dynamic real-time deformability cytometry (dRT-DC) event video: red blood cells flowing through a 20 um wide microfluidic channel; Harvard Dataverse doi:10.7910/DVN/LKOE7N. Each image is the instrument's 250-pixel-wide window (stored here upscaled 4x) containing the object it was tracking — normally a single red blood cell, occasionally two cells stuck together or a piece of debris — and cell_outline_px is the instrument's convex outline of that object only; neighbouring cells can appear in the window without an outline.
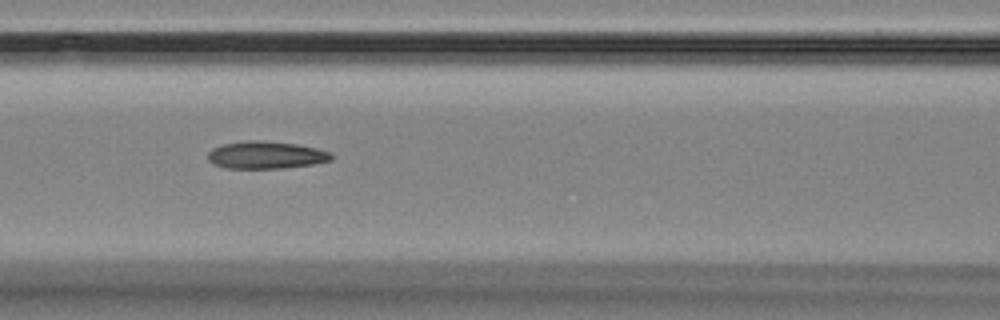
{"species": "Egyptian fruit bat (a non-hibernating species)", "species_latin": "Rousettus aegyptiacus", "temperature_condition": "room temperature", "stored_images_in_passage": 8, "camera_frame_rate_fps": 3000, "um_per_image_px": 0.085, "animal": {"sex": "female"}, "frame": {"image": 1, "passage_image": 5, "time_ms": 5.333, "image_size_px": [1000, 320], "cell_outline_px": [[332, 160], [312, 164], [280, 168], [224, 168], [212, 164], [208, 160], [208, 152], [212, 148], [224, 144], [244, 140], [264, 140], [296, 144], [316, 148], [328, 152], [332, 156]], "centroid_in_image_um": [22.55, 13.17], "position_along_channel_um": 144.1, "area_um2": 19.71}}
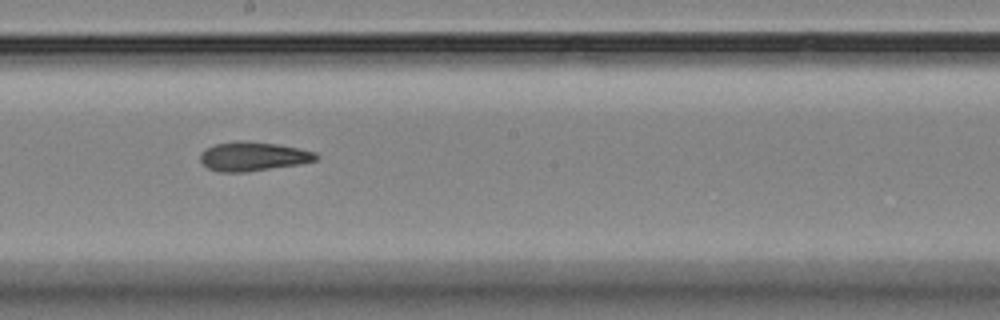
{"frame": {"image": 2, "passage_image": 7, "time_ms": 7.667, "image_size_px": [1000, 320], "cell_outline_px": [[320, 156], [316, 160], [300, 164], [244, 172], [220, 172], [208, 168], [200, 160], [200, 152], [204, 148], [216, 144], [236, 140], [240, 140], [276, 144], [316, 152]], "centroid_in_image_um": [21.48, 13.29], "position_along_channel_um": 226.7, "area_um2": 19.59}}
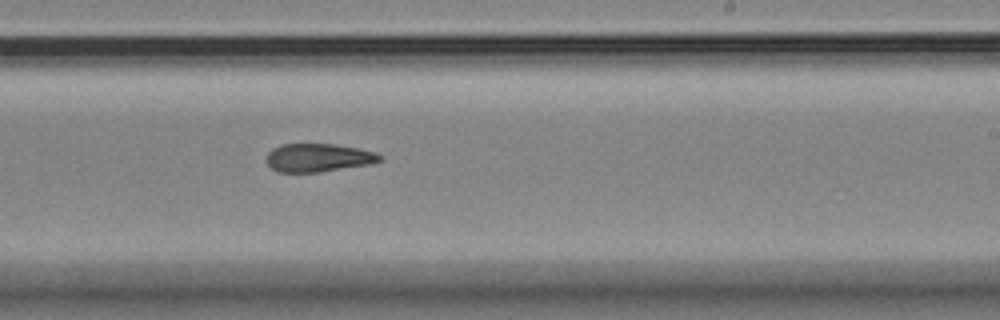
{"frame": {"image": 3, "passage_image": 8, "time_ms": 8.667, "image_size_px": [1000, 320], "cell_outline_px": [[380, 160], [372, 164], [320, 172], [276, 172], [264, 160], [268, 152], [272, 148], [280, 144], [336, 144], [376, 152], [380, 156]], "centroid_in_image_um": [27.0, 13.4], "position_along_channel_um": 262.0, "area_um2": 18.79}}